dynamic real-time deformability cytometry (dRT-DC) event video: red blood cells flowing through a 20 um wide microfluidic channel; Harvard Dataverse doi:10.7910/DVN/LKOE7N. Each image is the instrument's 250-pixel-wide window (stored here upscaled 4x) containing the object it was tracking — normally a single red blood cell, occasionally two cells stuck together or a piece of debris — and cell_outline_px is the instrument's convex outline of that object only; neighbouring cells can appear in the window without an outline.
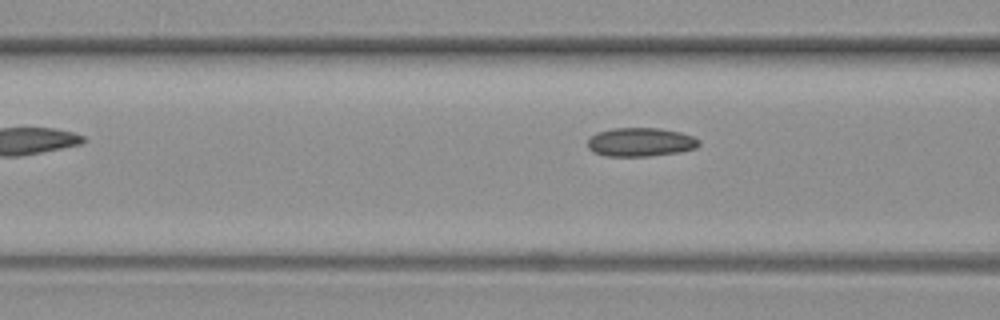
{"species": "common noctule bat (a hibernating species)", "species_latin": "Nyctalus noctula", "temperature_condition": "warm", "stored_images_in_passage": 6, "camera_frame_rate_fps": 3000, "um_per_image_px": 0.085, "animal": {"sex": "female", "body_mass_g": 19.3, "forearm_length_mm": 54.1}, "frame": {"image": 1, "passage_image": 4, "time_ms": 1.0, "image_size_px": [1000, 320], "cell_outline_px": [[700, 144], [696, 148], [680, 152], [648, 156], [604, 156], [592, 152], [588, 148], [588, 140], [596, 132], [612, 128], [660, 128], [680, 132], [692, 136], [700, 140]], "centroid_in_image_um": [54.43, 12.08], "position_along_channel_um": 112.2, "area_um2": 18.79}}